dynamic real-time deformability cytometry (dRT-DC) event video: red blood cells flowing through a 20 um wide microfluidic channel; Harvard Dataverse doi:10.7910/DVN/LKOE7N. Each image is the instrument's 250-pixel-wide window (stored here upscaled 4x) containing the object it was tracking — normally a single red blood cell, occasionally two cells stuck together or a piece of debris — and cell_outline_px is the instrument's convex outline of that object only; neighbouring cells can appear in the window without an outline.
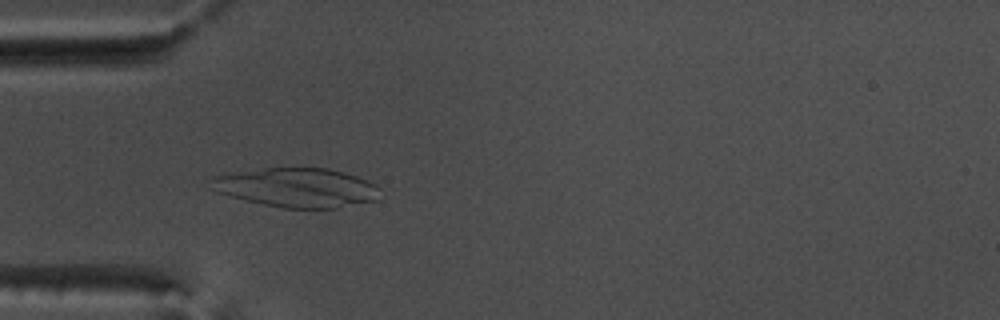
{"species": "common noctule bat (a hibernating species)", "species_latin": "Nyctalus noctula", "temperature_condition": "warm", "stored_images_in_passage": 53, "camera_frame_rate_fps": 3000, "um_per_image_px": 0.085, "animal": {"sex": "male", "body_mass_g": 17.5, "forearm_length_mm": 52.3}, "frame": {"image": 1, "passage_image": 16, "time_ms": 5.0, "image_size_px": [1000, 320], "cell_outline_px": [[380, 200], [336, 208], [280, 208], [228, 196], [216, 192], [208, 188], [212, 176], [224, 172], [264, 168], [328, 168], [344, 172], [368, 180], [376, 184], [380, 188]], "centroid_in_image_um": [25.19, 15.94], "position_along_channel_um": 59.8, "area_um2": 39.48}}
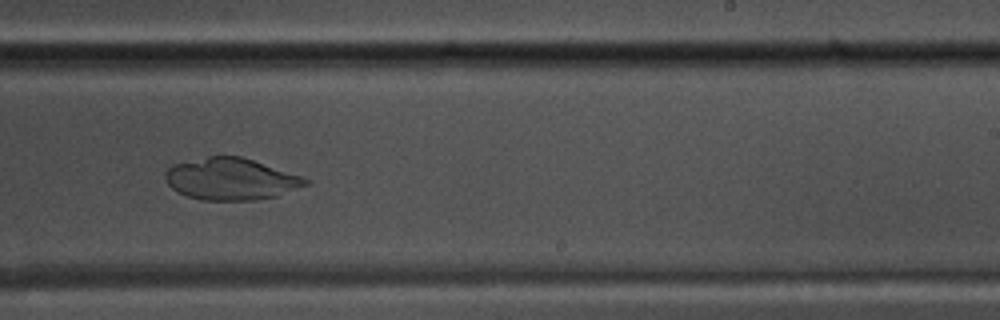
{"frame": {"image": 2, "passage_image": 33, "time_ms": 10.667, "image_size_px": [1000, 320], "cell_outline_px": [[312, 184], [276, 196], [256, 200], [200, 200], [176, 192], [168, 184], [164, 176], [164, 172], [172, 164], [208, 156], [240, 156], [312, 180]], "centroid_in_image_um": [19.62, 15.23], "position_along_channel_um": 269.4, "area_um2": 34.22}}
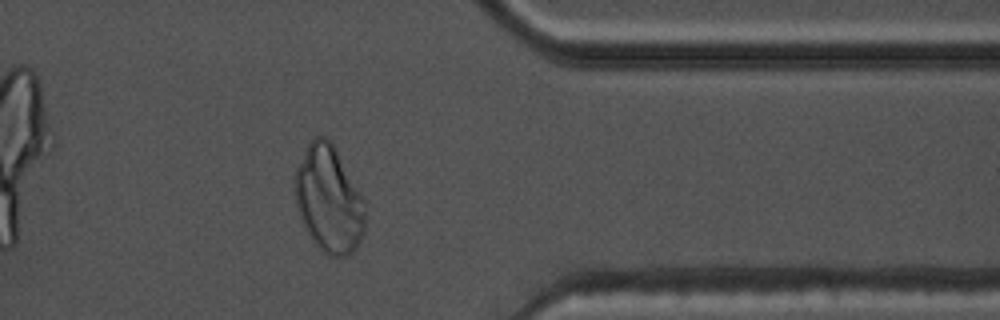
{"frame": {"image": 3, "passage_image": 43, "time_ms": 14.0, "image_size_px": [1000, 320], "cell_outline_px": [[364, 232], [360, 244], [348, 256], [328, 256], [312, 240], [300, 220], [296, 204], [296, 168], [308, 144], [316, 136], [324, 136], [332, 140], [364, 200]], "centroid_in_image_um": [27.96, 16.95], "position_along_channel_um": 383.4, "area_um2": 43.52}}